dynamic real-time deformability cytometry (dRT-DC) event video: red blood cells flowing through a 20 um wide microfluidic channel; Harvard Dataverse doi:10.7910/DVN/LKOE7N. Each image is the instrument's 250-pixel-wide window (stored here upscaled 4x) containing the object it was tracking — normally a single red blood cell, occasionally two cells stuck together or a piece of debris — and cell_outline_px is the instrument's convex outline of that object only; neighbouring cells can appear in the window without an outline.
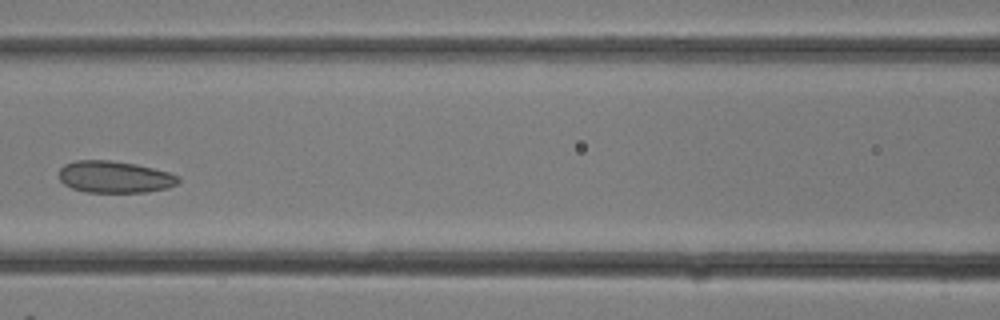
{"species": "common noctule bat (a hibernating species)", "species_latin": "Nyctalus noctula", "temperature_condition": "room temperature", "stored_images_in_passage": 11, "camera_frame_rate_fps": 3000, "um_per_image_px": 0.085, "animal": {"sex": "female"}, "frame": {"image": 1, "passage_image": 10, "time_ms": 3.0, "image_size_px": [1000, 320], "cell_outline_px": [[180, 180], [176, 184], [168, 188], [148, 192], [84, 192], [72, 188], [64, 184], [60, 180], [60, 168], [64, 164], [76, 160], [108, 160], [136, 164], [168, 172], [180, 176]], "centroid_in_image_um": [9.75, 15.04], "position_along_channel_um": 156.9, "area_um2": 22.2}}